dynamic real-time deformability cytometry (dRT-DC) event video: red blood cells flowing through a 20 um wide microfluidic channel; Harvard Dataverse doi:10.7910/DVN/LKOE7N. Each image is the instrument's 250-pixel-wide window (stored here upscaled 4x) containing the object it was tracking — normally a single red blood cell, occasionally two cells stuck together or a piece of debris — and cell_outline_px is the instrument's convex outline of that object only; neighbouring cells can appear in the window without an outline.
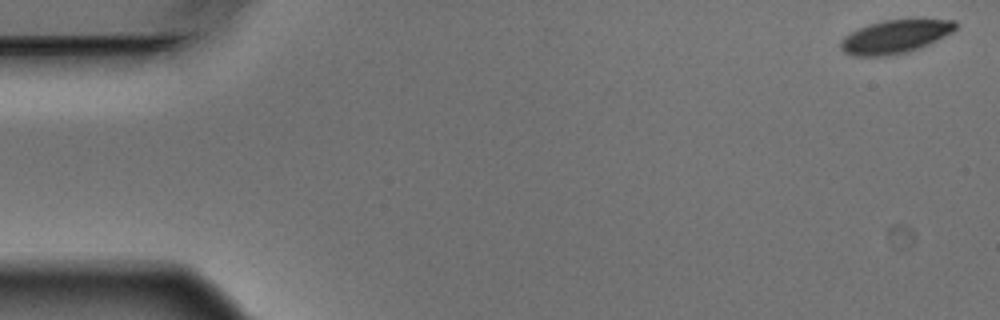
{"species": "Egyptian fruit bat (a non-hibernating species)", "species_latin": "Rousettus aegyptiacus", "temperature_condition": "warm", "stored_images_in_passage": 5, "camera_frame_rate_fps": 3000, "um_per_image_px": 0.085, "animal": {"sex": "male"}, "frame": {"image": 1, "passage_image": 1, "time_ms": 0.0, "image_size_px": [1000, 320], "cell_outline_px": [[956, 28], [952, 32], [928, 44], [904, 52], [884, 56], [856, 56], [844, 52], [840, 48], [840, 40], [844, 36], [860, 28], [884, 20], [956, 20]], "centroid_in_image_um": [76.05, 3.12], "position_along_channel_um": 9.0, "area_um2": 21.68}}
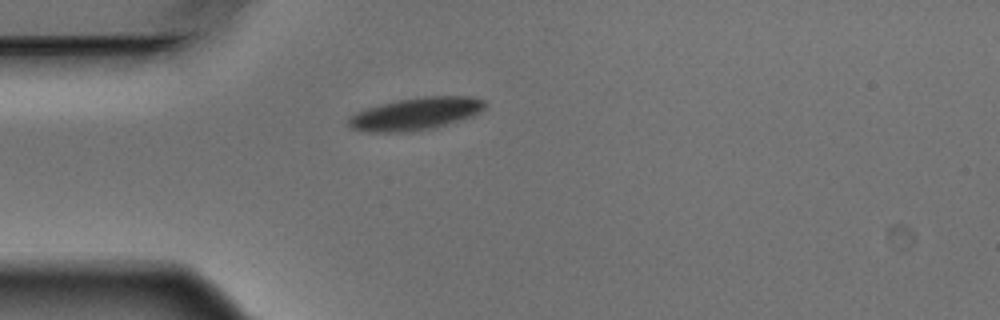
{"frame": {"image": 2, "passage_image": 5, "time_ms": 1.333, "image_size_px": [1000, 320], "cell_outline_px": [[488, 104], [480, 112], [472, 116], [444, 124], [428, 128], [400, 132], [368, 132], [352, 128], [348, 124], [348, 120], [356, 112], [364, 108], [380, 104], [400, 100], [424, 96], [472, 96], [484, 100]], "centroid_in_image_um": [35.34, 9.65], "position_along_channel_um": 49.7, "area_um2": 25.37}}